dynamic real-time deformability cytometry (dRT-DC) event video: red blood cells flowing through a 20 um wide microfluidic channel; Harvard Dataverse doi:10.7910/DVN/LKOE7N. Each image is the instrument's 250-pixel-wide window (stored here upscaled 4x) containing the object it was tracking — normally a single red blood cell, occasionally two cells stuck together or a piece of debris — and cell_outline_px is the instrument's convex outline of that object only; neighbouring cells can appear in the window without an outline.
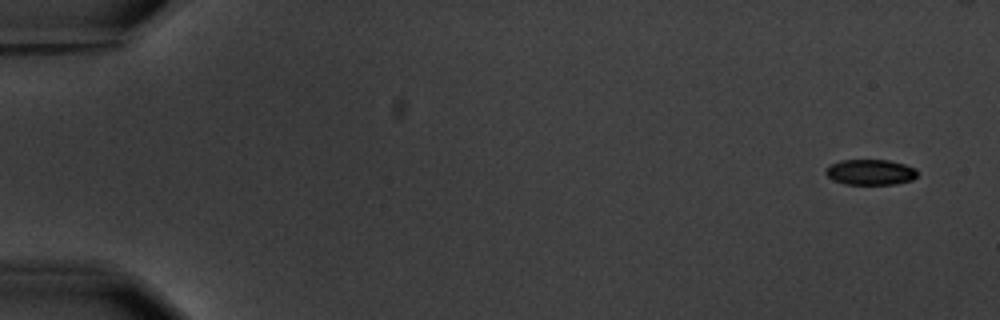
{"species": "common noctule bat (a hibernating species)", "species_latin": "Nyctalus noctula", "temperature_condition": "warm", "stored_images_in_passage": 5, "camera_frame_rate_fps": 3000, "um_per_image_px": 0.085, "animal": {"sex": "male", "body_mass_g": 20.1, "forearm_length_mm": 53.5}, "frame": {"image": 1, "passage_image": 1, "time_ms": 0.0, "image_size_px": [1000, 320], "cell_outline_px": [[916, 176], [912, 180], [896, 184], [844, 184], [832, 180], [824, 172], [832, 164], [840, 160], [888, 160], [904, 164], [916, 168]], "centroid_in_image_um": [73.98, 14.64], "position_along_channel_um": 11.0, "area_um2": 13.58}}
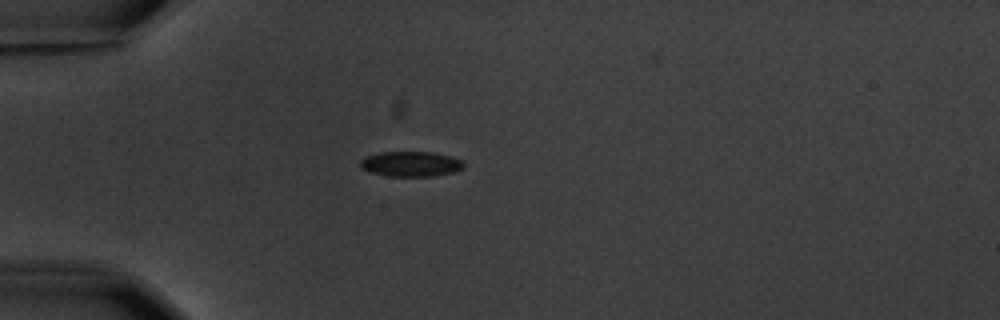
{"frame": {"image": 2, "passage_image": 5, "time_ms": 4.667, "image_size_px": [1000, 320], "cell_outline_px": [[464, 168], [456, 172], [436, 176], [388, 176], [368, 172], [360, 168], [360, 160], [364, 156], [380, 152], [432, 152], [452, 156], [460, 160], [464, 164]], "centroid_in_image_um": [34.9, 13.94], "position_along_channel_um": 50.1, "area_um2": 15.43}}